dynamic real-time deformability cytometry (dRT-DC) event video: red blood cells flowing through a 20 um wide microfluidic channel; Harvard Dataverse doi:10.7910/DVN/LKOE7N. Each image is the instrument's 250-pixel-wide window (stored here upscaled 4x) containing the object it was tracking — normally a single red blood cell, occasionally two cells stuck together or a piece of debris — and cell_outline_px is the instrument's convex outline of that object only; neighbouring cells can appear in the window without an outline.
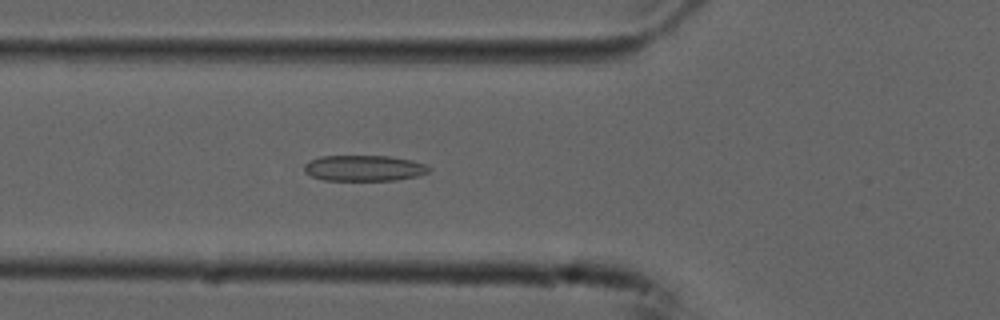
{"species": "common noctule bat (a hibernating species)", "species_latin": "Nyctalus noctula", "temperature_condition": "cold", "stored_images_in_passage": 55, "camera_frame_rate_fps": 3000, "um_per_image_px": 0.085, "animal": {"sex": "male", "forearm_length_mm": 52.5}, "frame": {"image": 1, "passage_image": 19, "time_ms": 6.0, "image_size_px": [1000, 320], "cell_outline_px": [[432, 168], [428, 172], [416, 176], [396, 180], [324, 180], [312, 176], [304, 172], [304, 164], [308, 160], [320, 156], [388, 156], [412, 160], [424, 164]], "centroid_in_image_um": [30.91, 14.28], "position_along_channel_um": 94.9, "area_um2": 18.79}}
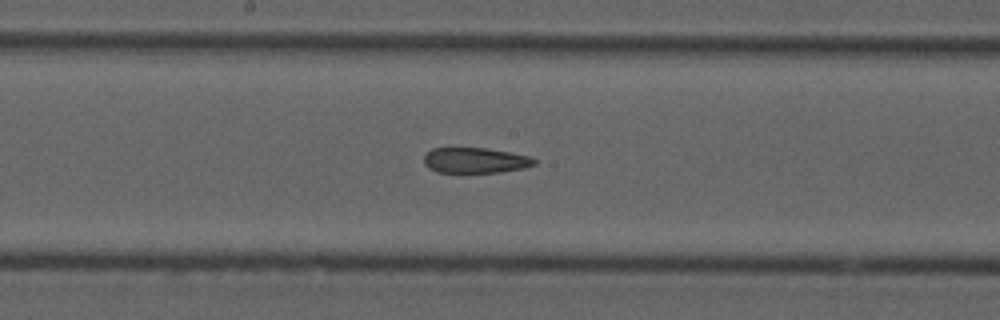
{"frame": {"image": 2, "passage_image": 28, "time_ms": 9.0, "image_size_px": [1000, 320], "cell_outline_px": [[536, 164], [524, 168], [500, 172], [436, 172], [428, 168], [424, 164], [424, 156], [432, 148], [484, 148], [508, 152], [528, 156], [536, 160]], "centroid_in_image_um": [40.37, 13.63], "position_along_channel_um": 207.8, "area_um2": 16.24}}
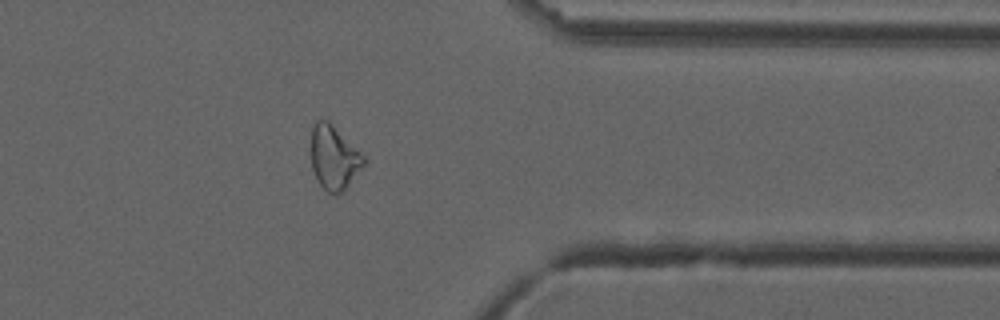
{"frame": {"image": 3, "passage_image": 43, "time_ms": 14.0, "image_size_px": [1000, 320], "cell_outline_px": [[364, 164], [344, 192], [336, 196], [328, 192], [316, 180], [312, 168], [312, 128], [316, 120], [328, 120], [364, 156]], "centroid_in_image_um": [28.38, 13.44], "position_along_channel_um": 383.0, "area_um2": 19.42}}